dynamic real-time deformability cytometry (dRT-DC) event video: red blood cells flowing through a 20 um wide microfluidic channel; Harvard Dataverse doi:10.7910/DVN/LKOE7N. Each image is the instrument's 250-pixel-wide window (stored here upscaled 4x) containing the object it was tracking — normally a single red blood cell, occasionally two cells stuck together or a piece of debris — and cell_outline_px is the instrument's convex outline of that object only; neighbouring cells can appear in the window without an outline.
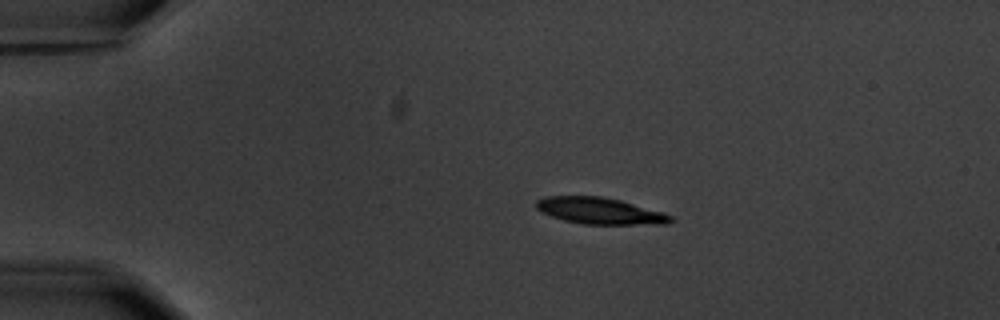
{"species": "common noctule bat (a hibernating species)", "species_latin": "Nyctalus noctula", "temperature_condition": "warm", "stored_images_in_passage": 5, "camera_frame_rate_fps": 3000, "um_per_image_px": 0.085, "animal": {"sex": "male", "body_mass_g": 20.1, "forearm_length_mm": 53.5}, "frame": {"image": 1, "passage_image": 3, "time_ms": 2.667, "image_size_px": [1000, 320], "cell_outline_px": [[676, 220], [668, 224], [584, 224], [564, 220], [552, 216], [536, 208], [536, 200], [548, 196], [600, 196], [620, 200], [664, 212], [672, 216]], "centroid_in_image_um": [51.05, 17.92], "position_along_channel_um": 34.0, "area_um2": 20.69}}